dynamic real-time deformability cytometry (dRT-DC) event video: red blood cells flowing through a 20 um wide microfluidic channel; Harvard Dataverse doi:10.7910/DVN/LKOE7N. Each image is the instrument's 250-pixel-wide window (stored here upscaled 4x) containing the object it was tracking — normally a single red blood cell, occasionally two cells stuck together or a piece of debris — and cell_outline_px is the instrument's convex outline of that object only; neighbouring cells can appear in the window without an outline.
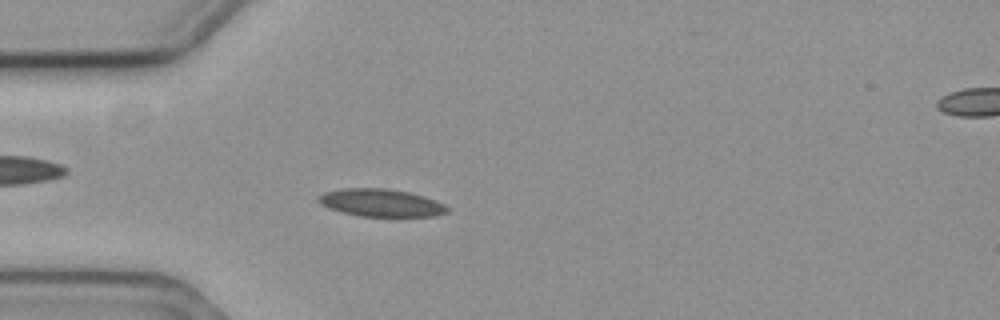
{"species": "common noctule bat (a hibernating species)", "species_latin": "Nyctalus noctula", "temperature_condition": "cold", "stored_images_in_passage": 57, "camera_frame_rate_fps": 3000, "um_per_image_px": 0.085, "animal": {"sex": "female", "body_mass_g": 19.3, "forearm_length_mm": 54.1}, "frame": {"image": 1, "passage_image": 16, "time_ms": 5.0, "image_size_px": [1000, 320], "cell_outline_px": [[452, 208], [448, 212], [436, 216], [396, 220], [360, 216], [328, 208], [320, 204], [316, 200], [316, 196], [324, 192], [344, 188], [388, 188], [408, 192], [424, 196], [436, 200]], "centroid_in_image_um": [32.46, 17.29], "position_along_channel_um": 52.5, "area_um2": 22.02}}
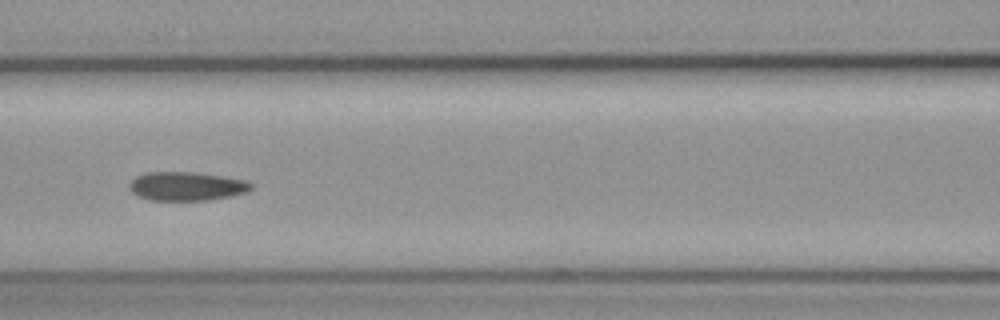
{"frame": {"image": 2, "passage_image": 25, "time_ms": 8.0, "image_size_px": [1000, 320], "cell_outline_px": [[256, 184], [248, 192], [232, 196], [208, 200], [148, 200], [132, 192], [128, 188], [128, 184], [136, 176], [148, 172], [196, 172], [248, 180]], "centroid_in_image_um": [15.91, 15.83], "position_along_channel_um": 150.7, "area_um2": 20.69}}
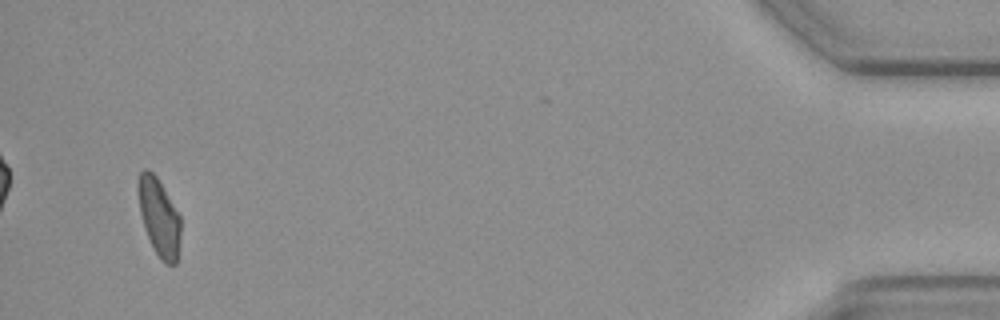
{"frame": {"image": 3, "passage_image": 55, "time_ms": 18.0, "image_size_px": [1000, 320], "cell_outline_px": [[180, 236], [176, 264], [164, 264], [160, 260], [144, 228], [140, 212], [136, 180], [140, 172], [144, 168], [148, 168], [156, 176], [180, 216]], "centroid_in_image_um": [13.5, 18.43], "position_along_channel_um": 421.7, "area_um2": 19.13}, "authors_computed_cell_mechanics": {"area_um2": 20.519, "velocity_mm_per_s": 3.5817, "shape_relaxation_time_tau1_ms": 8.2967, "shape_relaxation_time_tau2_ms": null, "deformation_change_tau1": 0.1151, "deformation_change_tau2": null}}